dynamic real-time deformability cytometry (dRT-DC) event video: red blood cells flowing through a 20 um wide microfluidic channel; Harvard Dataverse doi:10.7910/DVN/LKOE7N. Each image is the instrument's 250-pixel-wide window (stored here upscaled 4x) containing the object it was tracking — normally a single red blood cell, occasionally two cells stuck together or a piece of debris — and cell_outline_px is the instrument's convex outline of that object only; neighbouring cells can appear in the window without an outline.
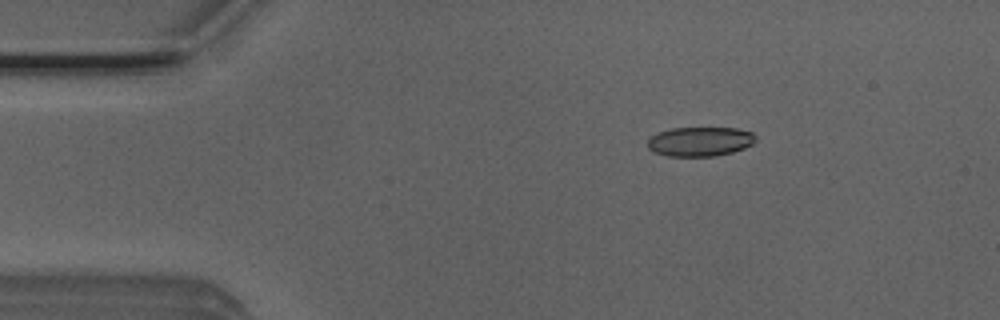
{"species": "Egyptian fruit bat (a non-hibernating species)", "species_latin": "Rousettus aegyptiacus", "temperature_condition": "room temperature", "stored_images_in_passage": 3, "camera_frame_rate_fps": 3000, "um_per_image_px": 0.085, "animal": {"sex": "male"}, "frame": {"image": 1, "passage_image": 3, "time_ms": 0.667, "image_size_px": [1000, 320], "cell_outline_px": [[756, 140], [752, 144], [744, 148], [732, 152], [712, 156], [668, 156], [652, 152], [648, 148], [648, 140], [652, 136], [660, 132], [672, 128], [736, 128], [752, 132], [756, 136]], "centroid_in_image_um": [59.5, 12.03], "position_along_channel_um": 25.5, "area_um2": 18.44}}